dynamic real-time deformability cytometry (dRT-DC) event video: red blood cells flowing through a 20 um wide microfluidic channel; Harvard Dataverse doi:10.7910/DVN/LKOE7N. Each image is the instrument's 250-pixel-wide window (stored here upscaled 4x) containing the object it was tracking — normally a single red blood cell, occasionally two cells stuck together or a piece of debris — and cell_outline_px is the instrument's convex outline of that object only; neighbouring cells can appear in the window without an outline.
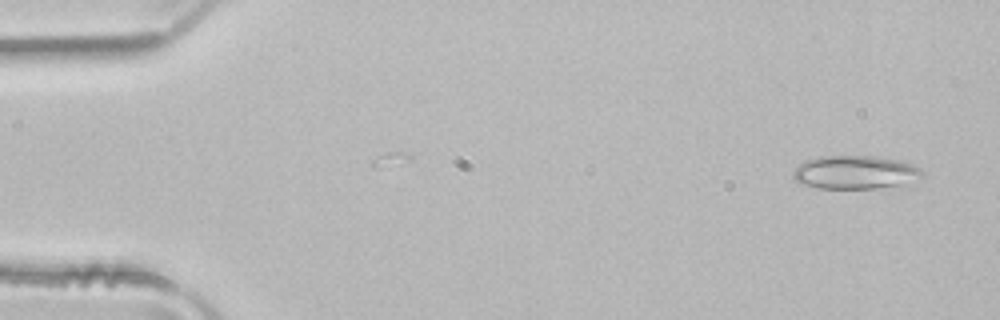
{"species": "common noctule bat (a hibernating species)", "species_latin": "Nyctalus noctula", "temperature_condition": "room temperature", "stored_images_in_passage": 49, "camera_frame_rate_fps": 3000, "um_per_image_px": 0.085, "animal": {"sex": "male", "body_mass_g": 21.5, "forearm_length_mm": 52.0}, "frame": {"image": 1, "passage_image": 2, "time_ms": 0.333, "image_size_px": [1000, 320], "cell_outline_px": [[924, 176], [900, 184], [876, 188], [820, 188], [804, 184], [796, 180], [792, 176], [792, 172], [804, 160], [820, 156], [872, 156], [900, 160], [920, 168]], "centroid_in_image_um": [72.66, 14.63], "position_along_channel_um": 12.3, "area_um2": 24.8}}
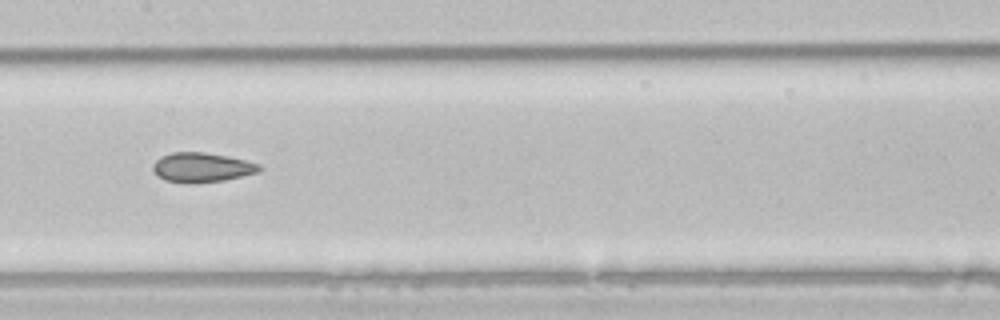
{"frame": {"image": 2, "passage_image": 24, "time_ms": 7.667, "image_size_px": [1000, 320], "cell_outline_px": [[264, 168], [260, 172], [224, 180], [192, 184], [188, 184], [164, 180], [156, 176], [152, 168], [152, 164], [160, 156], [172, 152], [204, 152], [228, 156], [260, 164]], "centroid_in_image_um": [17.14, 14.24], "position_along_channel_um": 190.3, "area_um2": 18.67}}
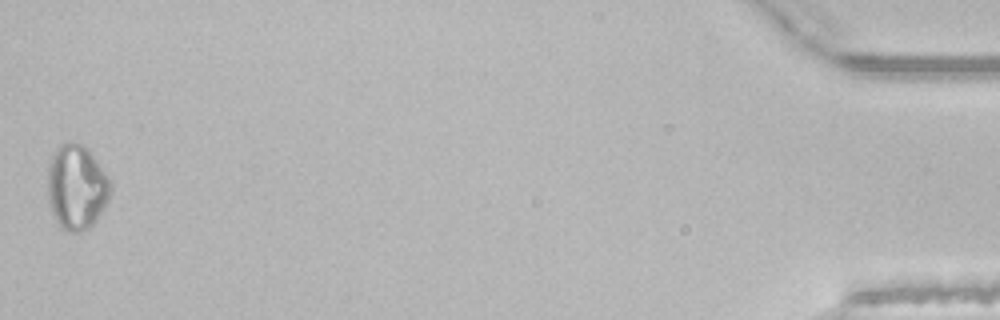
{"frame": {"image": 3, "passage_image": 49, "time_ms": 16.0, "image_size_px": [1000, 320], "cell_outline_px": [[112, 188], [108, 200], [100, 216], [84, 232], [72, 232], [60, 228], [52, 212], [48, 200], [48, 168], [52, 156], [56, 148], [64, 140], [72, 140], [84, 144], [88, 148], [108, 176]], "centroid_in_image_um": [6.51, 15.88], "position_along_channel_um": 428.7, "area_um2": 31.56}, "authors_computed_cell_mechanics": {"area_um2": 21.097, "velocity_mm_per_s": 4.031, "shape_relaxation_time_tau1_ms": null, "shape_relaxation_time_tau2_ms": 10.3211, "deformation_change_tau1": null, "deformation_change_tau2": 0.1204}}